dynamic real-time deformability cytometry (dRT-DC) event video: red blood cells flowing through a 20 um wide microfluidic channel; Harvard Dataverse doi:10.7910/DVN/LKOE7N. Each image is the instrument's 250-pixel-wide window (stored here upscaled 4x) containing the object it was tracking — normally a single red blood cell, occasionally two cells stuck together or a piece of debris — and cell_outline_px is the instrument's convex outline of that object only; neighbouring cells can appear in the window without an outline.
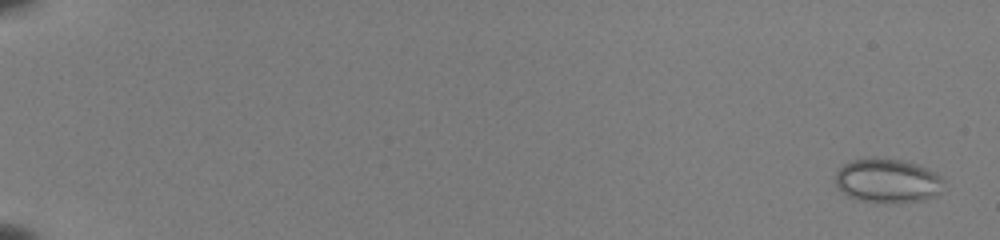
{"species": "common noctule bat (a hibernating species)", "species_latin": "Nyctalus noctula", "temperature_condition": "room temperature", "stored_images_in_passage": 55, "camera_frame_rate_fps": 3000, "um_per_image_px": 0.085, "animal": {"sex": "female", "body_mass_g": 22.0, "forearm_length_mm": 56.7}, "frame": {"image": 1, "passage_image": 2, "time_ms": 0.333, "image_size_px": [1000, 240], "cell_outline_px": [[944, 180], [940, 192], [936, 196], [920, 200], [888, 204], [860, 200], [848, 196], [836, 184], [836, 172], [844, 164], [852, 160], [872, 156], [904, 160], [916, 164], [936, 172]], "centroid_in_image_um": [75.45, 15.35], "position_along_channel_um": 9.6, "area_um2": 28.15}}
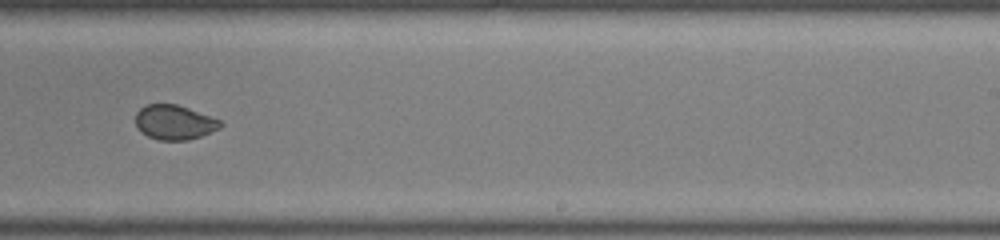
{"frame": {"image": 2, "passage_image": 37, "time_ms": 12.0, "image_size_px": [1000, 240], "cell_outline_px": [[224, 124], [220, 128], [200, 136], [188, 140], [160, 140], [148, 136], [140, 132], [136, 128], [136, 112], [140, 108], [148, 104], [176, 104], [188, 108], [220, 120]], "centroid_in_image_um": [14.8, 10.4], "position_along_channel_um": 274.2, "area_um2": 17.05}}
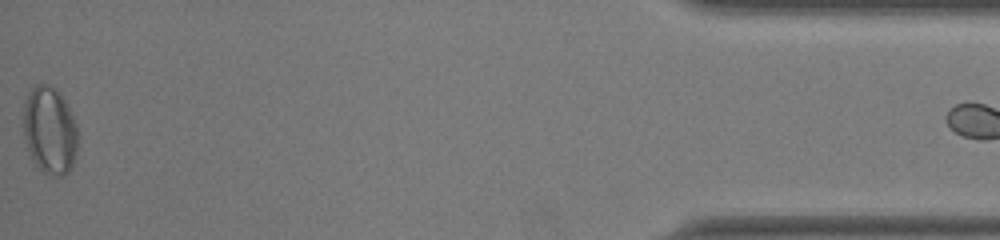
{"frame": {"image": 3, "passage_image": 54, "time_ms": 17.667, "image_size_px": [1000, 240], "cell_outline_px": [[76, 152], [72, 168], [68, 172], [56, 176], [44, 172], [32, 160], [28, 152], [24, 136], [24, 104], [28, 92], [36, 84], [48, 84], [56, 88], [64, 100], [72, 116], [76, 128]], "centroid_in_image_um": [4.2, 11.07], "position_along_channel_um": 431.0, "area_um2": 27.4}}